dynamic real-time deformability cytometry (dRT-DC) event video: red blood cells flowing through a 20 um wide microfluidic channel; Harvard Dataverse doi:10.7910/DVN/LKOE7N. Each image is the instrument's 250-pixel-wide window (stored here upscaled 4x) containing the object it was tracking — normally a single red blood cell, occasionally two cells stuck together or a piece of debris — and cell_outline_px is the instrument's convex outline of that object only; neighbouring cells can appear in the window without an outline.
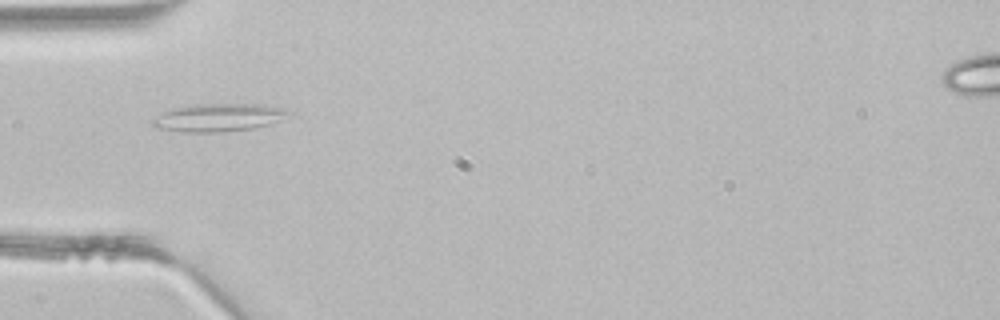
{"species": "common noctule bat (a hibernating species)", "species_latin": "Nyctalus noctula", "temperature_condition": "room temperature", "stored_images_in_passage": 3, "camera_frame_rate_fps": 3000, "um_per_image_px": 0.085, "animal": {"sex": "male", "body_mass_g": 21.5, "forearm_length_mm": 52.0}, "frame": {"image": 1, "passage_image": 3, "time_ms": 0.667, "image_size_px": [1000, 320], "cell_outline_px": [[292, 112], [280, 120], [268, 124], [252, 128], [220, 132], [180, 132], [160, 128], [152, 124], [152, 120], [164, 112], [176, 108], [192, 104], [264, 104], [288, 108]], "centroid_in_image_um": [18.64, 9.98], "position_along_channel_um": 66.4, "area_um2": 21.96}}